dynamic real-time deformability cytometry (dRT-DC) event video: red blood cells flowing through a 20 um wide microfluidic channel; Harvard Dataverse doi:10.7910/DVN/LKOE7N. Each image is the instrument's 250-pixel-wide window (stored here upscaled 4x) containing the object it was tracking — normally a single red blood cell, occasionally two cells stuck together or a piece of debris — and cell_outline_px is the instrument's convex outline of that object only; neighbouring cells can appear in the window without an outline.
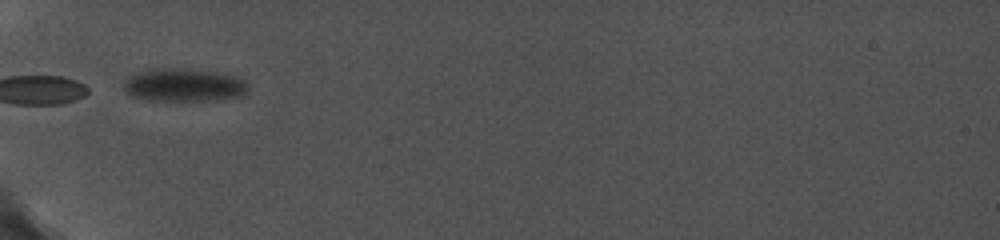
{"species": "common noctule bat (a hibernating species)", "species_latin": "Nyctalus noctula", "temperature_condition": "cold", "stored_images_in_passage": 40, "camera_frame_rate_fps": 5000, "um_per_image_px": 0.085, "animal": {"sex": "female", "body_mass_g": 19.0, "forearm_length_mm": 56.7}, "frame": {"image": 1, "passage_image": 1, "time_ms": 0.0, "image_size_px": [1000, 240], "cell_outline_px": [[248, 92], [240, 96], [216, 100], [148, 100], [132, 96], [124, 92], [124, 80], [128, 76], [136, 72], [148, 68], [180, 68], [224, 72], [236, 76], [244, 80], [248, 88]], "centroid_in_image_um": [15.61, 7.21], "position_along_channel_um": 69.4, "area_um2": 24.39}}